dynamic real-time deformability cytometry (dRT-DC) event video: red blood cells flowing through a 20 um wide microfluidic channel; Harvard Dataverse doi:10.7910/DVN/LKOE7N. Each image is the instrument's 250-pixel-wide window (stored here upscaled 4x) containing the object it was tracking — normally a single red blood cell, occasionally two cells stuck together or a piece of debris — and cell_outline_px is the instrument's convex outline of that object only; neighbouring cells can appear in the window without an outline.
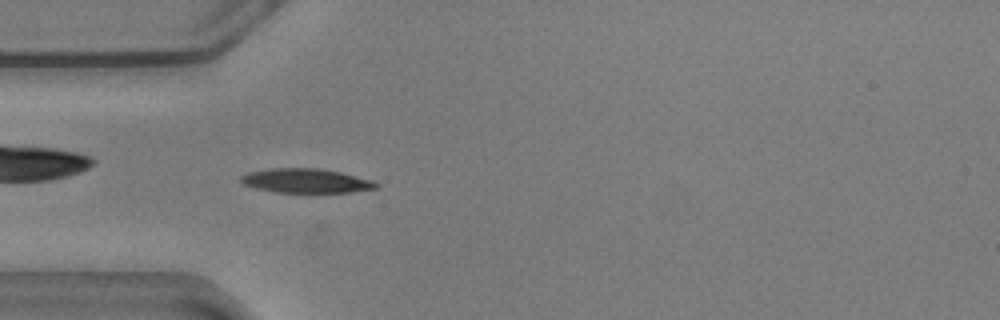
{"species": "common noctule bat (a hibernating species)", "species_latin": "Nyctalus noctula", "temperature_condition": "warm", "stored_images_in_passage": 49, "camera_frame_rate_fps": 3000, "um_per_image_px": 0.085, "animal": {"sex": "male", "body_mass_g": 20.5, "forearm_length_mm": 52.5}, "frame": {"image": 1, "passage_image": 9, "time_ms": 2.667, "image_size_px": [1000, 320], "cell_outline_px": [[380, 184], [376, 188], [352, 192], [276, 192], [256, 188], [244, 184], [240, 180], [240, 176], [248, 172], [272, 168], [320, 168], [340, 172], [372, 180]], "centroid_in_image_um": [26.01, 15.36], "position_along_channel_um": 59.0, "area_um2": 19.02}}
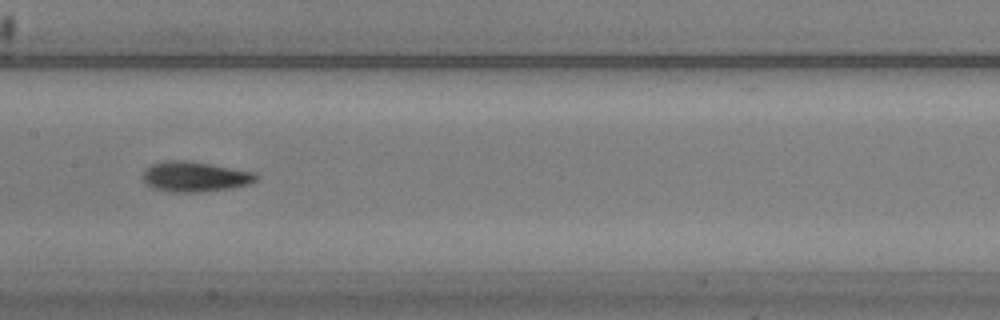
{"frame": {"image": 2, "passage_image": 20, "time_ms": 6.333, "image_size_px": [1000, 320], "cell_outline_px": [[260, 176], [256, 180], [248, 184], [232, 188], [200, 192], [168, 192], [152, 188], [144, 184], [144, 172], [152, 164], [164, 160], [188, 160], [212, 164], [256, 172]], "centroid_in_image_um": [16.58, 15.01], "position_along_channel_um": 190.8, "area_um2": 20.17}}
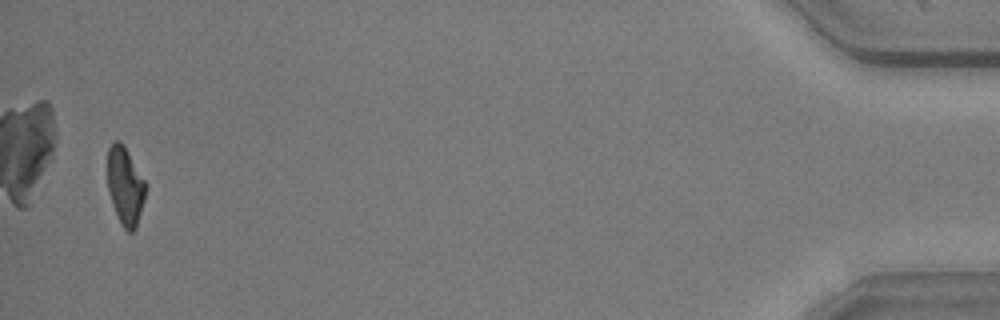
{"frame": {"image": 3, "passage_image": 47, "time_ms": 15.333, "image_size_px": [1000, 320], "cell_outline_px": [[144, 200], [136, 228], [132, 232], [128, 232], [124, 228], [112, 204], [108, 192], [108, 148], [116, 140], [120, 140], [124, 144], [144, 180]], "centroid_in_image_um": [10.62, 15.79], "position_along_channel_um": 424.6, "area_um2": 16.94}, "authors_computed_cell_mechanics": {"area_um2": 18.7272, "velocity_mm_per_s": 3.6119, "shape_relaxation_time_tau1_ms": 3.1715, "shape_relaxation_time_tau2_ms": 6.6622, "deformation_change_tau1": 0.1449, "deformation_change_tau2": 0.1155}}